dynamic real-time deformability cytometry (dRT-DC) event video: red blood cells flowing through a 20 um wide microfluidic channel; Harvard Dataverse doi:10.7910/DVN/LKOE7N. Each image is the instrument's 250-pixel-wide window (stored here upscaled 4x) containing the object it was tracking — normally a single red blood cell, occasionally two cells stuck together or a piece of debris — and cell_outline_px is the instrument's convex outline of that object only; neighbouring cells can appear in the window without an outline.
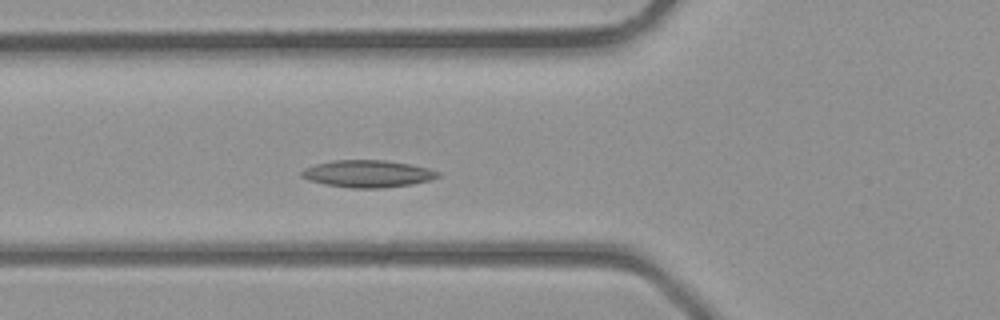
{"species": "common noctule bat (a hibernating species)", "species_latin": "Nyctalus noctula", "temperature_condition": "room temperature", "stored_images_in_passage": 32, "camera_frame_rate_fps": 3000, "um_per_image_px": 0.085, "animal": {"sex": "male", "body_mass_g": 23.1, "forearm_length_mm": 52.7}, "frame": {"image": 1, "passage_image": 12, "time_ms": 3.667, "image_size_px": [1000, 320], "cell_outline_px": [[440, 176], [428, 180], [412, 184], [380, 188], [348, 188], [324, 184], [308, 180], [300, 176], [300, 172], [304, 168], [316, 164], [332, 160], [384, 160], [408, 164], [428, 168], [440, 172]], "centroid_in_image_um": [31.2, 14.77], "position_along_channel_um": 94.6, "area_um2": 21.56}}
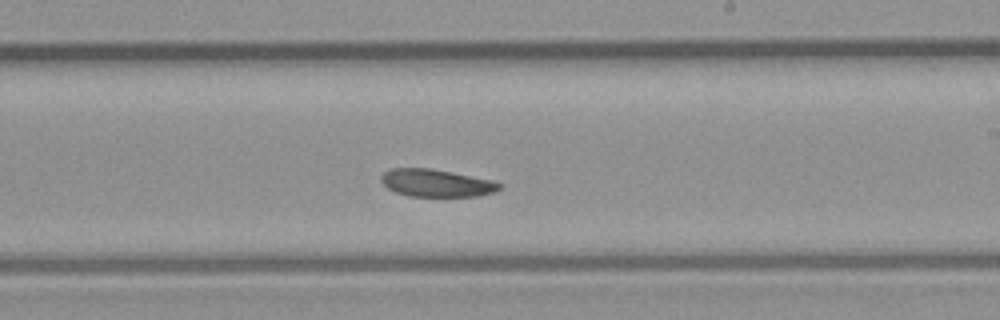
{"frame": {"image": 2, "passage_image": 21, "time_ms": 6.667, "image_size_px": [1000, 320], "cell_outline_px": [[500, 188], [496, 192], [480, 196], [408, 196], [396, 192], [388, 188], [380, 180], [380, 176], [388, 168], [428, 168], [492, 180], [500, 184]], "centroid_in_image_um": [37.06, 15.56], "position_along_channel_um": 251.9, "area_um2": 18.84}}
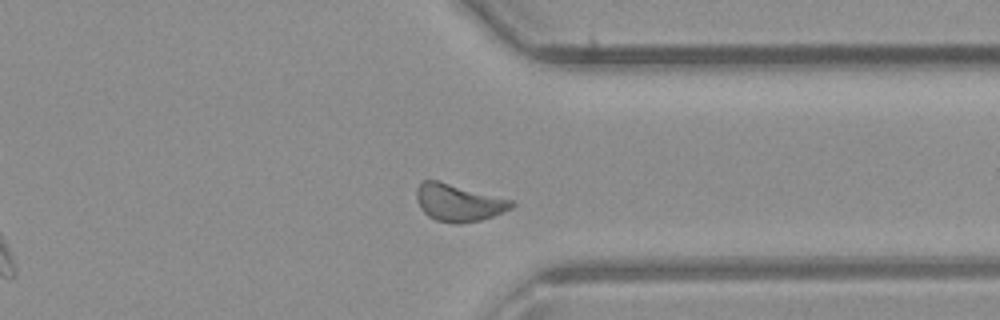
{"frame": {"image": 3, "passage_image": 28, "time_ms": 9.0, "image_size_px": [1000, 320], "cell_outline_px": [[516, 204], [512, 208], [492, 216], [480, 220], [460, 224], [456, 224], [436, 220], [428, 216], [420, 208], [416, 200], [416, 188], [424, 180], [436, 180], [512, 200]], "centroid_in_image_um": [38.95, 17.23], "position_along_channel_um": 372.5, "area_um2": 20.46}}